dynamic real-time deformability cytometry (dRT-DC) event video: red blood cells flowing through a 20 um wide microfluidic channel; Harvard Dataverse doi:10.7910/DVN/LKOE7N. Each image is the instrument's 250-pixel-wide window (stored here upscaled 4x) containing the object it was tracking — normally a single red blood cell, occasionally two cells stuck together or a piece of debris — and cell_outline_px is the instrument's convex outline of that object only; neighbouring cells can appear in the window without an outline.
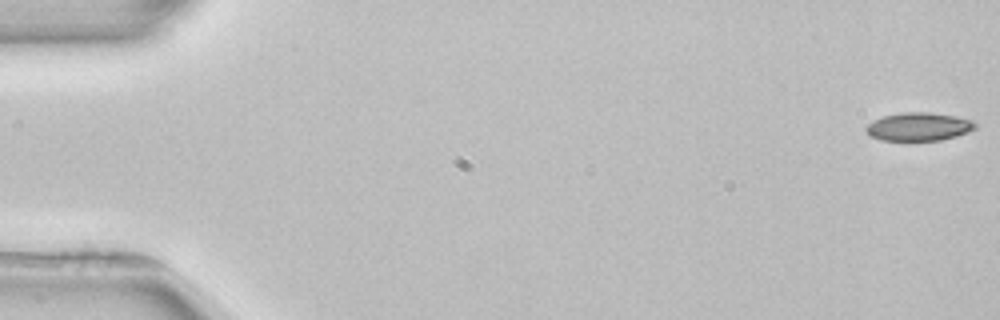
{"species": "common noctule bat (a hibernating species)", "species_latin": "Nyctalus noctula", "temperature_condition": "room temperature", "stored_images_in_passage": 53, "camera_frame_rate_fps": 3000, "um_per_image_px": 0.085, "animal": {"sex": "female", "body_mass_g": 22.7, "forearm_length_mm": 54.2}, "frame": {"image": 1, "passage_image": 1, "time_ms": 0.0, "image_size_px": [1000, 320], "cell_outline_px": [[976, 128], [968, 132], [956, 136], [940, 140], [880, 140], [872, 136], [864, 128], [868, 124], [884, 116], [904, 112], [928, 112], [952, 116], [972, 120], [976, 124]], "centroid_in_image_um": [78.11, 10.77], "position_along_channel_um": 6.9, "area_um2": 17.63}}
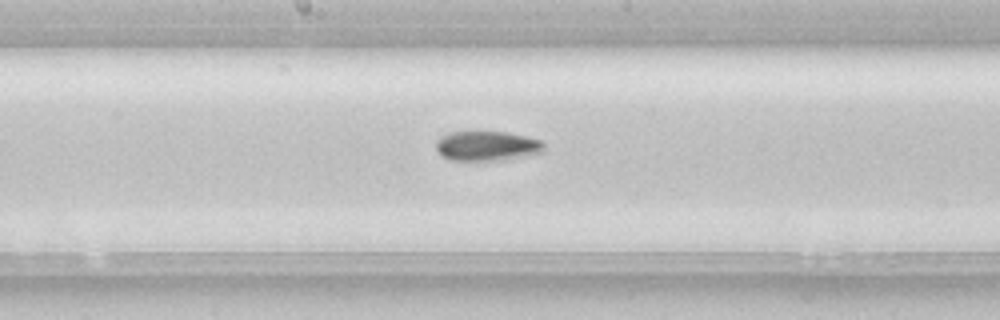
{"frame": {"image": 2, "passage_image": 28, "time_ms": 9.0, "image_size_px": [1000, 320], "cell_outline_px": [[544, 152], [524, 156], [500, 160], [452, 160], [444, 156], [436, 148], [436, 140], [440, 136], [448, 132], [508, 132], [528, 136], [540, 140], [544, 144]], "centroid_in_image_um": [41.41, 12.39], "position_along_channel_um": 206.8, "area_um2": 18.67}}
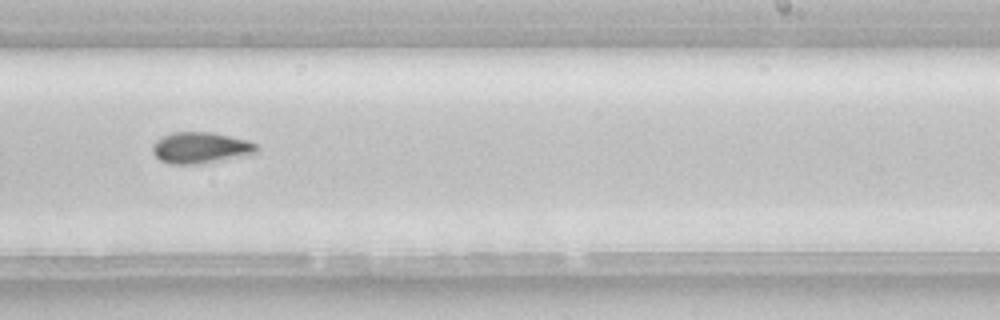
{"frame": {"image": 3, "passage_image": 33, "time_ms": 10.667, "image_size_px": [1000, 320], "cell_outline_px": [[260, 148], [256, 152], [248, 156], [196, 164], [168, 164], [160, 160], [152, 152], [152, 144], [156, 140], [172, 132], [212, 132], [248, 140], [256, 144]], "centroid_in_image_um": [17.07, 12.56], "position_along_channel_um": 271.9, "area_um2": 19.13}}